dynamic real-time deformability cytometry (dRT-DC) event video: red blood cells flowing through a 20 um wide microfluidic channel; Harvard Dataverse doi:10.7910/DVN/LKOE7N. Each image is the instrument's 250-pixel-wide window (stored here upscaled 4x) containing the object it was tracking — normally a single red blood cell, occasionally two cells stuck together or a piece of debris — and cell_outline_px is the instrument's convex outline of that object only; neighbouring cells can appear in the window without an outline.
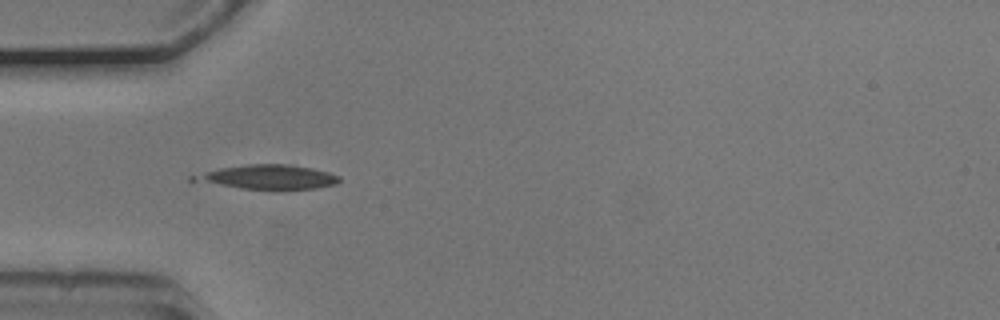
{"species": "common noctule bat (a hibernating species)", "species_latin": "Nyctalus noctula", "temperature_condition": "cold", "stored_images_in_passage": 26, "camera_frame_rate_fps": 3000, "um_per_image_px": 0.085, "animal": {"sex": "male", "body_mass_g": 20.5, "forearm_length_mm": 52.5}, "frame": {"image": 1, "passage_image": 1, "time_ms": 0.0, "image_size_px": [1000, 320], "cell_outline_px": [[340, 180], [336, 184], [316, 188], [240, 188], [192, 184], [188, 180], [188, 176], [220, 168], [248, 164], [292, 164], [312, 168], [328, 172], [340, 176]], "centroid_in_image_um": [22.59, 15.04], "position_along_channel_um": 62.4, "area_um2": 20.92}}
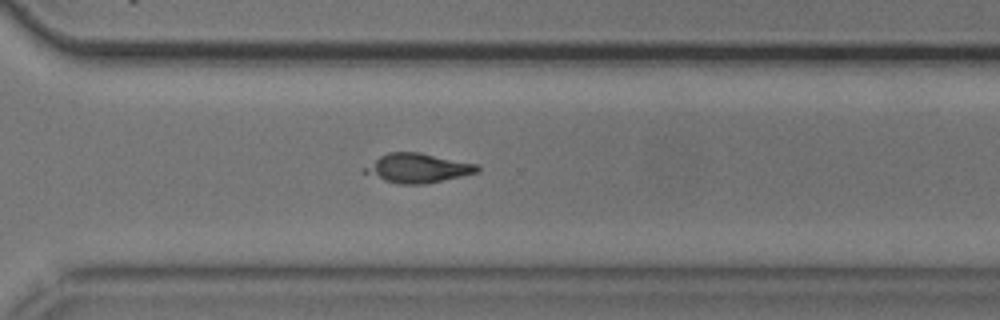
{"frame": {"image": 2, "passage_image": 23, "time_ms": 7.333, "image_size_px": [1000, 320], "cell_outline_px": [[480, 168], [476, 172], [460, 176], [424, 184], [396, 184], [360, 172], [364, 168], [380, 156], [388, 152], [420, 152], [476, 164]], "centroid_in_image_um": [35.45, 14.29], "position_along_channel_um": 335.2, "area_um2": 18.96}}
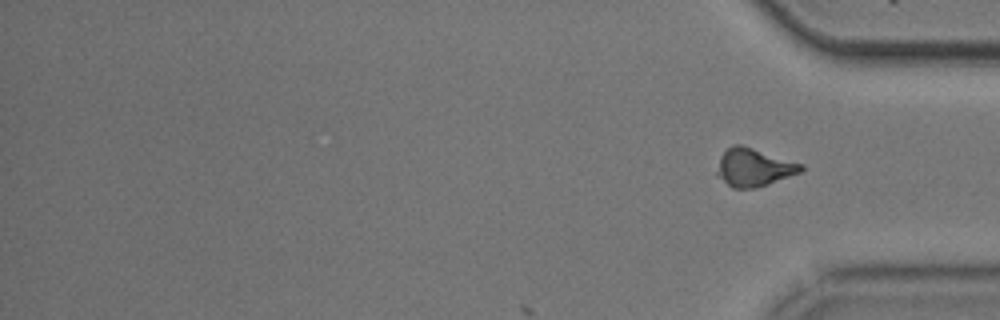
{"frame": {"image": 3, "passage_image": 26, "time_ms": 8.333, "image_size_px": [1000, 320], "cell_outline_px": [[804, 168], [800, 172], [768, 184], [756, 188], [732, 188], [716, 176], [716, 172], [720, 156], [732, 144], [740, 144], [804, 164]], "centroid_in_image_um": [64.05, 14.23], "position_along_channel_um": 371.2, "area_um2": 18.55}}